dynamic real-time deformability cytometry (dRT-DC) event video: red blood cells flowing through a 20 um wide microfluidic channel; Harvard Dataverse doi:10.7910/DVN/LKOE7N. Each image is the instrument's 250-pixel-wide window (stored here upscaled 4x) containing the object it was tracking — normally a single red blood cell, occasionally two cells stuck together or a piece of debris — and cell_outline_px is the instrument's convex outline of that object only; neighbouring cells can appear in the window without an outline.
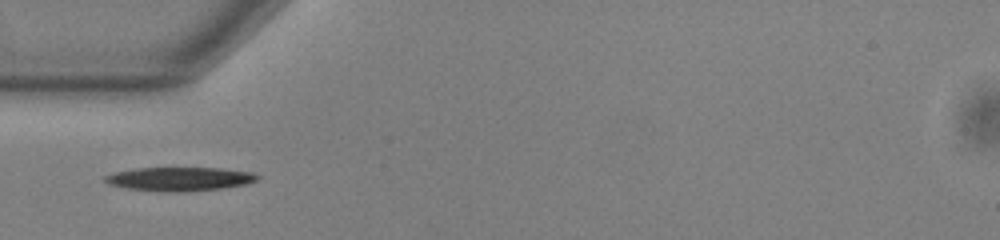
{"species": "common noctule bat (a hibernating species)", "species_latin": "Nyctalus noctula", "temperature_condition": "warm", "stored_images_in_passage": 37, "camera_frame_rate_fps": 3000, "um_per_image_px": 0.085, "animal": {"sex": "male", "body_mass_g": 13.0, "forearm_length_mm": 53.1}, "frame": {"image": 1, "passage_image": 1, "time_ms": 0.0, "image_size_px": [1000, 240], "cell_outline_px": [[260, 176], [256, 180], [248, 184], [220, 188], [180, 192], [164, 192], [128, 188], [108, 184], [104, 180], [104, 176], [112, 172], [136, 168], [220, 168], [252, 172]], "centroid_in_image_um": [15.24, 15.21], "position_along_channel_um": 69.8, "area_um2": 21.1}}
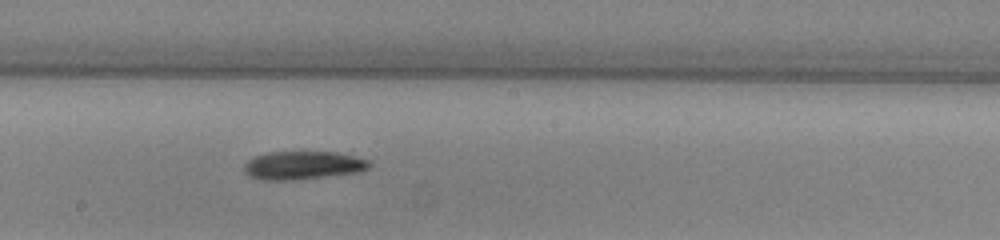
{"frame": {"image": 2, "passage_image": 13, "time_ms": 4.0, "image_size_px": [1000, 240], "cell_outline_px": [[372, 164], [368, 168], [360, 172], [296, 180], [264, 180], [248, 176], [244, 172], [244, 164], [248, 160], [256, 156], [268, 152], [336, 152], [356, 156], [368, 160]], "centroid_in_image_um": [25.76, 14.06], "position_along_channel_um": 222.4, "area_um2": 20.75}}
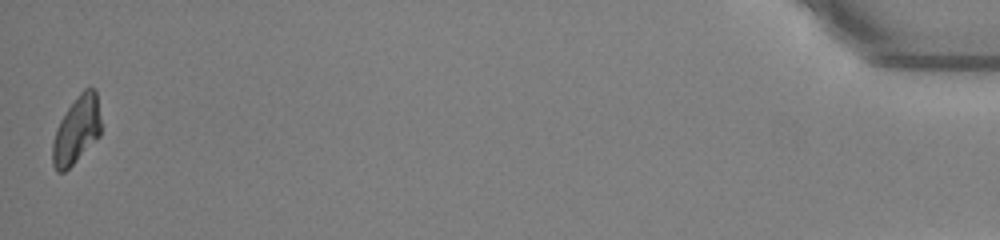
{"frame": {"image": 3, "passage_image": 37, "time_ms": 12.0, "image_size_px": [1000, 240], "cell_outline_px": [[100, 136], [64, 172], [56, 172], [52, 164], [52, 144], [56, 128], [60, 120], [76, 96], [84, 88], [96, 88], [100, 116]], "centroid_in_image_um": [6.5, 11.04], "position_along_channel_um": 428.7, "area_um2": 18.96}}